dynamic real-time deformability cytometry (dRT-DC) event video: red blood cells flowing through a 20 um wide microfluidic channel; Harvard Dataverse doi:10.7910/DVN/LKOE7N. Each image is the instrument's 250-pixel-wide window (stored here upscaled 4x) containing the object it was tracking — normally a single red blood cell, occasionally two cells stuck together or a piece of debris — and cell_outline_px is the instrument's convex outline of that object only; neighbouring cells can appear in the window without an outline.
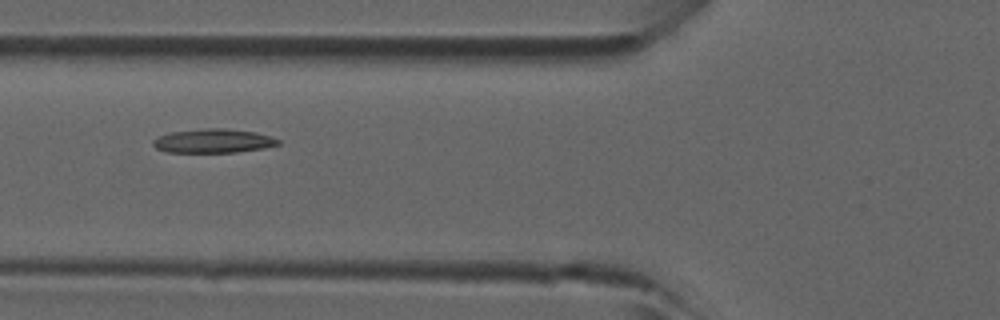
{"species": "common noctule bat (a hibernating species)", "species_latin": "Nyctalus noctula", "temperature_condition": "room temperature", "stored_images_in_passage": 6, "camera_frame_rate_fps": 3000, "um_per_image_px": 0.085, "animal": {"sex": "male", "forearm_length_mm": 52.5}, "frame": {"image": 1, "passage_image": 6, "time_ms": 1.667, "image_size_px": [1000, 320], "cell_outline_px": [[280, 144], [264, 148], [236, 152], [168, 152], [156, 148], [152, 144], [152, 140], [160, 136], [172, 132], [208, 128], [224, 128], [256, 132], [280, 140]], "centroid_in_image_um": [18.14, 11.98], "position_along_channel_um": 107.7, "area_um2": 17.28}}